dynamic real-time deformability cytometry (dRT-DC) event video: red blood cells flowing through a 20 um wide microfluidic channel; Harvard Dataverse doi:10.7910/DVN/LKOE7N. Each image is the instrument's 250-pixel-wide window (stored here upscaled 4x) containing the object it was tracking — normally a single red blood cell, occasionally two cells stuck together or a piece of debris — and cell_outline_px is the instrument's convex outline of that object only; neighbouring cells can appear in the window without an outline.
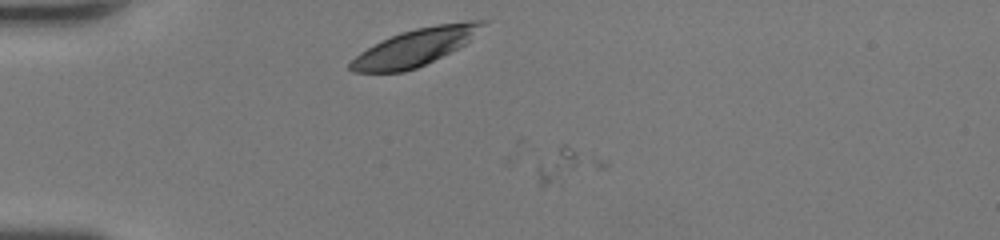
{"species": "human", "species_latin": "Homo sapiens", "temperature_condition": "room temperature", "stored_images_in_passage": 3, "camera_frame_rate_fps": 3000, "um_per_image_px": 0.085, "donor": {"sex": "female"}, "frame": {"image": 1, "passage_image": 1, "time_ms": 0.0, "image_size_px": [1000, 240], "cell_outline_px": [[488, 20], [464, 44], [416, 68], [404, 72], [352, 72], [348, 68], [348, 64], [360, 52], [400, 32], [416, 28], [436, 24], [468, 20]], "centroid_in_image_um": [35.24, 4.01], "position_along_channel_um": 49.8, "area_um2": 27.74}}